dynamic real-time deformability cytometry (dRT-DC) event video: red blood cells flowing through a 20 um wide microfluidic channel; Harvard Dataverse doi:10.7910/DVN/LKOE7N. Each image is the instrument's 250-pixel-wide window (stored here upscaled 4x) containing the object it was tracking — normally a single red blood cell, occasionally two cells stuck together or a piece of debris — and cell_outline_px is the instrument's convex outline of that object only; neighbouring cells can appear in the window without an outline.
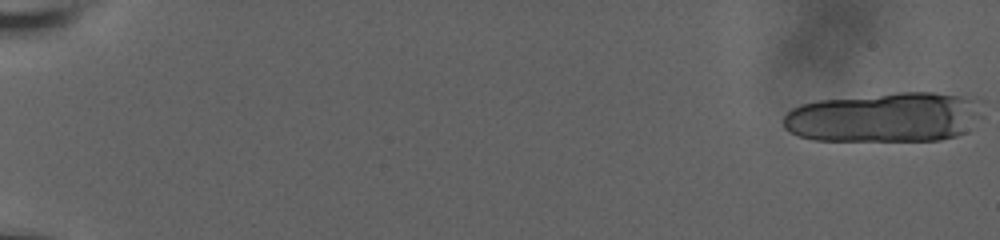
{"species": "human", "species_latin": "Homo sapiens", "temperature_condition": "room temperature", "stored_images_in_passage": 22, "camera_frame_rate_fps": 3000, "um_per_image_px": 0.085, "donor": {"sex": "male"}, "frame": {"image": 1, "passage_image": 1, "time_ms": 0.0, "image_size_px": [1000, 240], "cell_outline_px": [[984, 116], [968, 132], [956, 136], [940, 140], [812, 140], [788, 132], [784, 128], [784, 116], [792, 108], [800, 104], [816, 100], [900, 92], [932, 92], [976, 96], [984, 100]], "centroid_in_image_um": [75.35, 9.95], "position_along_channel_um": 9.7, "area_um2": 59.25}}